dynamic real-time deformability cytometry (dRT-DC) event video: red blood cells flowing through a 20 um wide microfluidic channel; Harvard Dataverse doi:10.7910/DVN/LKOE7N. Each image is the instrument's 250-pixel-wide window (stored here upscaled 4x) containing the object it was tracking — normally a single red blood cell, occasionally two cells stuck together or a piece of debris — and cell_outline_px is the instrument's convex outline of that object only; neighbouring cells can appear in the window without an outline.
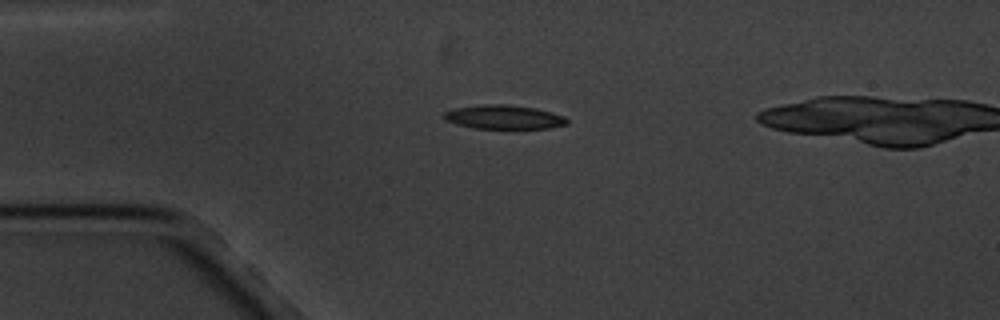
{"species": "common noctule bat (a hibernating species)", "species_latin": "Nyctalus noctula", "temperature_condition": "cold", "stored_images_in_passage": 5, "camera_frame_rate_fps": 3000, "um_per_image_px": 0.085, "animal": {"sex": "male", "body_mass_g": 20.1, "forearm_length_mm": 53.5}, "frame": {"image": 1, "passage_image": 4, "time_ms": 3.333, "image_size_px": [1000, 320], "cell_outline_px": [[568, 124], [552, 128], [476, 128], [456, 124], [448, 120], [444, 116], [444, 112], [456, 108], [480, 104], [504, 104], [536, 108], [564, 116], [568, 120]], "centroid_in_image_um": [42.87, 9.95], "position_along_channel_um": 42.1, "area_um2": 16.99}}